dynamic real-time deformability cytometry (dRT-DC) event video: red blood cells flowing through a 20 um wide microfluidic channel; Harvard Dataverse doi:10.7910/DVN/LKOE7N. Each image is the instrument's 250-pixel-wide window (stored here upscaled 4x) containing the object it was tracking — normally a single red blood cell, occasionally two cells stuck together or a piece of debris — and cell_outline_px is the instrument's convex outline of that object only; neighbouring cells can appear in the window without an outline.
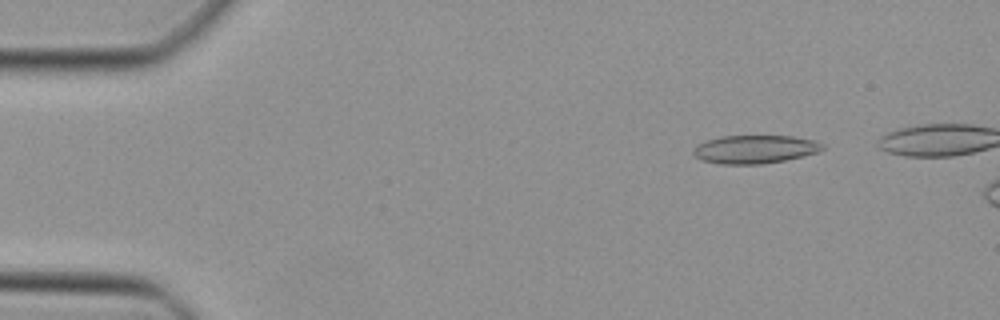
{"species": "Egyptian fruit bat (a non-hibernating species)", "species_latin": "Rousettus aegyptiacus", "temperature_condition": "cold", "stored_images_in_passage": 42, "camera_frame_rate_fps": 3000, "um_per_image_px": 0.085, "animal": {"sex": "female"}, "frame": {"image": 1, "passage_image": 6, "time_ms": 1.667, "image_size_px": [1000, 320], "cell_outline_px": [[824, 148], [816, 152], [784, 160], [760, 164], [720, 164], [700, 160], [692, 152], [696, 144], [708, 140], [724, 136], [792, 136], [812, 140], [824, 144]], "centroid_in_image_um": [64.11, 12.69], "position_along_channel_um": 20.9, "area_um2": 21.04}}
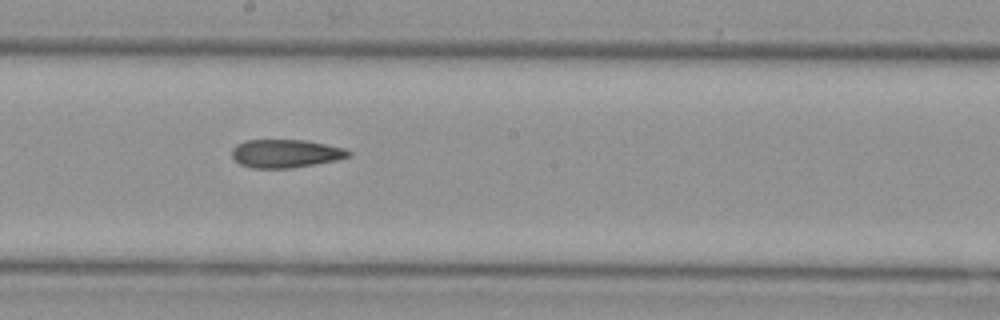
{"frame": {"image": 2, "passage_image": 26, "time_ms": 8.333, "image_size_px": [1000, 320], "cell_outline_px": [[352, 156], [336, 160], [292, 168], [252, 168], [240, 164], [232, 156], [232, 148], [236, 144], [244, 140], [304, 140], [344, 148], [352, 152]], "centroid_in_image_um": [24.27, 13.05], "position_along_channel_um": 223.9, "area_um2": 19.19}}
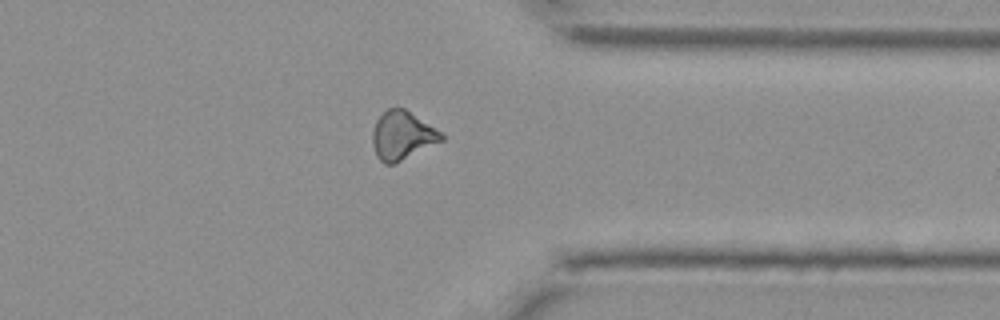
{"frame": {"image": 3, "passage_image": 37, "time_ms": 12.0, "image_size_px": [1000, 320], "cell_outline_px": [[444, 140], [396, 164], [384, 164], [376, 156], [372, 144], [372, 132], [376, 120], [388, 108], [404, 108], [440, 132], [444, 136]], "centroid_in_image_um": [34.16, 11.55], "position_along_channel_um": 377.2, "area_um2": 19.42}}